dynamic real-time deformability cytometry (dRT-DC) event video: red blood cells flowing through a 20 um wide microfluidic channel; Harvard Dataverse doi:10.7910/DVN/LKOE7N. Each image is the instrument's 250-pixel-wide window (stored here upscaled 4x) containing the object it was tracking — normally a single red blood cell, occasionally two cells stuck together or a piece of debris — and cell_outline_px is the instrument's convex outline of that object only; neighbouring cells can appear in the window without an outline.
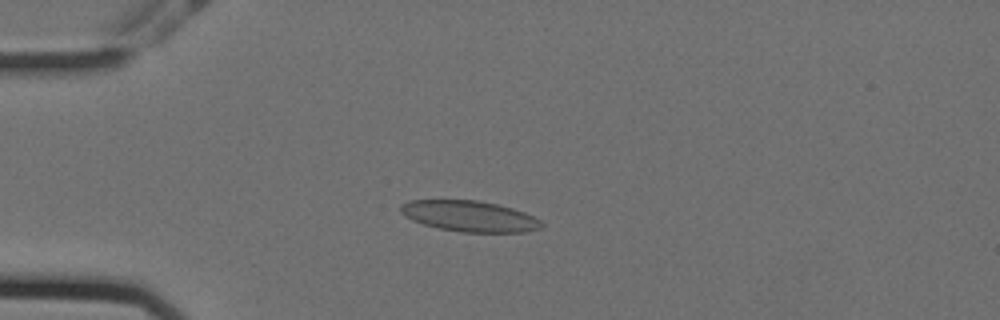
{"species": "Egyptian fruit bat (a non-hibernating species)", "species_latin": "Rousettus aegyptiacus", "temperature_condition": "cold", "stored_images_in_passage": 56, "camera_frame_rate_fps": 3000, "um_per_image_px": 0.085, "animal": {"sex": "female"}, "frame": {"image": 1, "passage_image": 14, "time_ms": 4.333, "image_size_px": [1000, 320], "cell_outline_px": [[544, 224], [540, 228], [528, 232], [460, 232], [436, 228], [412, 220], [404, 216], [400, 212], [400, 204], [412, 200], [476, 200], [496, 204], [512, 208], [524, 212], [540, 220]], "centroid_in_image_um": [39.89, 18.38], "position_along_channel_um": 45.1, "area_um2": 25.37}}
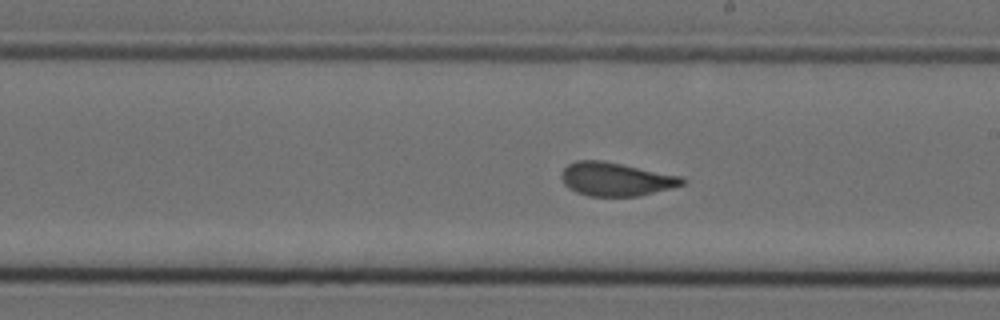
{"frame": {"image": 2, "passage_image": 32, "time_ms": 10.333, "image_size_px": [1000, 320], "cell_outline_px": [[684, 184], [640, 196], [588, 196], [576, 192], [568, 188], [564, 184], [560, 176], [564, 168], [568, 164], [576, 160], [600, 160], [684, 176]], "centroid_in_image_um": [52.33, 15.23], "position_along_channel_um": 236.7, "area_um2": 23.58}}
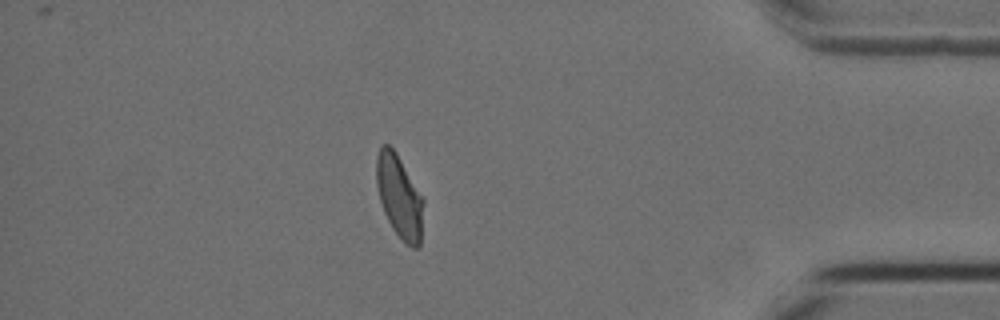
{"frame": {"image": 3, "passage_image": 49, "time_ms": 16.0, "image_size_px": [1000, 320], "cell_outline_px": [[424, 204], [420, 248], [412, 248], [392, 228], [384, 212], [380, 200], [376, 184], [376, 156], [380, 144], [388, 144], [396, 152], [424, 200]], "centroid_in_image_um": [33.94, 16.69], "position_along_channel_um": 401.3, "area_um2": 22.66}, "authors_computed_cell_mechanics": {"area_um2": 23.8714, "velocity_mm_per_s": 3.5402, "shape_relaxation_time_tau1_ms": 9.5113, "shape_relaxation_time_tau2_ms": 1.136, "deformation_change_tau1": 0.2003, "deformation_change_tau2": 0.0703}}